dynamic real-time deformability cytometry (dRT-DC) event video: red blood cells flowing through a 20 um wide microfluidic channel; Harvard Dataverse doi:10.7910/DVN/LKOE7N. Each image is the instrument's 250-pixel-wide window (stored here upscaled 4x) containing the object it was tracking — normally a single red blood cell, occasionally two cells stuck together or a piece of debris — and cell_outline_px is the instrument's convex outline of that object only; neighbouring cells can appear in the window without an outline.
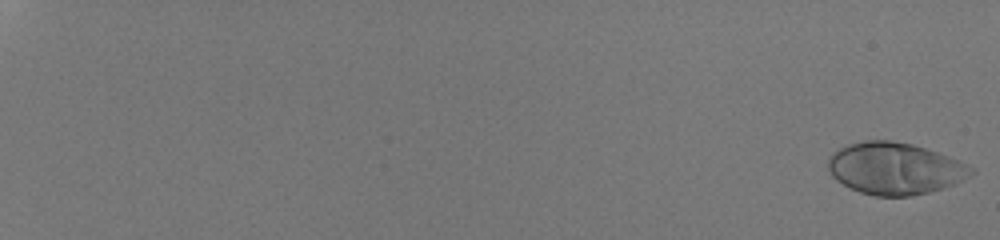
{"species": "human", "species_latin": "Homo sapiens", "temperature_condition": "room temperature", "stored_images_in_passage": 51, "camera_frame_rate_fps": 3000, "um_per_image_px": 0.085, "donor": {"sex": "male"}, "frame": {"image": 1, "passage_image": 1, "time_ms": 0.0, "image_size_px": [1000, 240], "cell_outline_px": [[976, 172], [972, 176], [956, 184], [928, 192], [912, 196], [876, 196], [860, 192], [836, 180], [832, 176], [828, 168], [828, 160], [840, 148], [848, 144], [864, 140], [888, 140], [912, 144], [936, 152], [976, 168]], "centroid_in_image_um": [76.1, 14.33], "position_along_channel_um": 8.9, "area_um2": 43.06}}
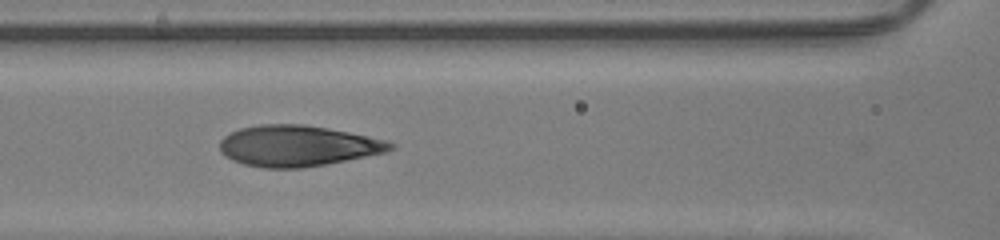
{"frame": {"image": 2, "passage_image": 30, "time_ms": 9.667, "image_size_px": [1000, 240], "cell_outline_px": [[396, 148], [388, 152], [304, 168], [264, 168], [244, 164], [232, 160], [224, 156], [220, 152], [220, 140], [224, 136], [240, 128], [256, 124], [304, 124], [328, 128], [388, 140], [396, 144]], "centroid_in_image_um": [25.31, 12.4], "position_along_channel_um": 141.3, "area_um2": 40.98}}
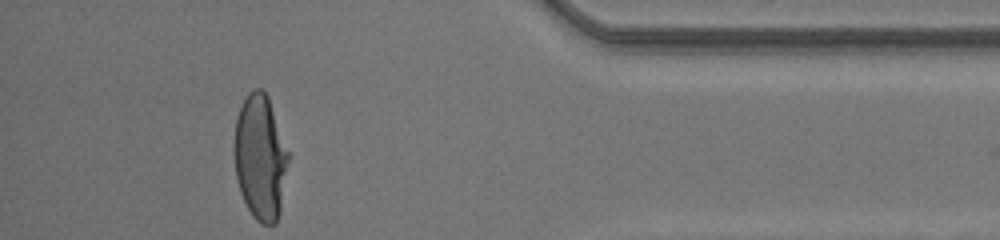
{"frame": {"image": 3, "passage_image": 51, "time_ms": 16.667, "image_size_px": [1000, 240], "cell_outline_px": [[292, 156], [280, 212], [276, 224], [260, 224], [252, 216], [240, 192], [236, 176], [236, 120], [240, 104], [244, 96], [252, 88], [260, 88], [268, 96]], "centroid_in_image_um": [22.2, 13.37], "position_along_channel_um": 413.0, "area_um2": 40.17}, "authors_computed_cell_mechanics": {"area_um2": 40.5178, "velocity_mm_per_s": 4.2454, "shape_relaxation_time_tau1_ms": 6.583, "shape_relaxation_time_tau2_ms": null, "deformation_change_tau1": 0.2963, "deformation_change_tau2": null}}